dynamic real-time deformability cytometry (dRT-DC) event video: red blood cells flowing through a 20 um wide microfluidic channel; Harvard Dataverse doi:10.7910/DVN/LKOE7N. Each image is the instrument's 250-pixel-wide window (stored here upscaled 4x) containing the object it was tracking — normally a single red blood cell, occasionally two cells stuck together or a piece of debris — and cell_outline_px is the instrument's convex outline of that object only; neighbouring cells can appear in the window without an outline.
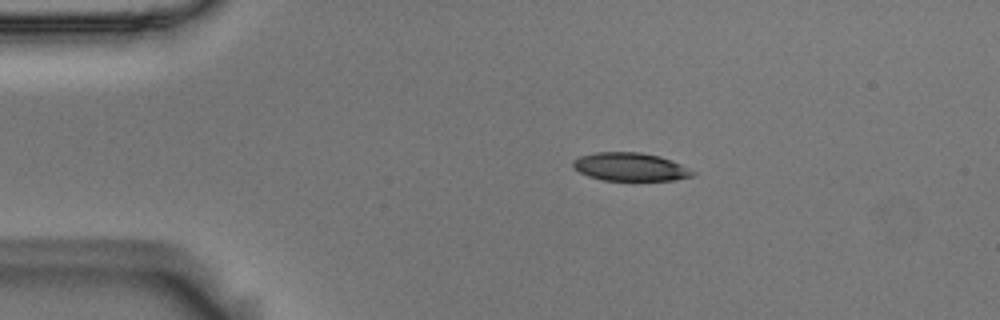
{"species": "Egyptian fruit bat (a non-hibernating species)", "species_latin": "Rousettus aegyptiacus", "temperature_condition": "room temperature", "stored_images_in_passage": 4, "camera_frame_rate_fps": 3000, "um_per_image_px": 0.085, "animal": {"sex": "male"}, "frame": {"image": 1, "passage_image": 3, "time_ms": 0.667, "image_size_px": [1000, 320], "cell_outline_px": [[696, 172], [692, 176], [676, 180], [604, 180], [588, 176], [572, 168], [572, 160], [580, 156], [596, 152], [640, 152], [660, 156], [672, 160]], "centroid_in_image_um": [53.55, 14.18], "position_along_channel_um": 31.4, "area_um2": 19.71}}